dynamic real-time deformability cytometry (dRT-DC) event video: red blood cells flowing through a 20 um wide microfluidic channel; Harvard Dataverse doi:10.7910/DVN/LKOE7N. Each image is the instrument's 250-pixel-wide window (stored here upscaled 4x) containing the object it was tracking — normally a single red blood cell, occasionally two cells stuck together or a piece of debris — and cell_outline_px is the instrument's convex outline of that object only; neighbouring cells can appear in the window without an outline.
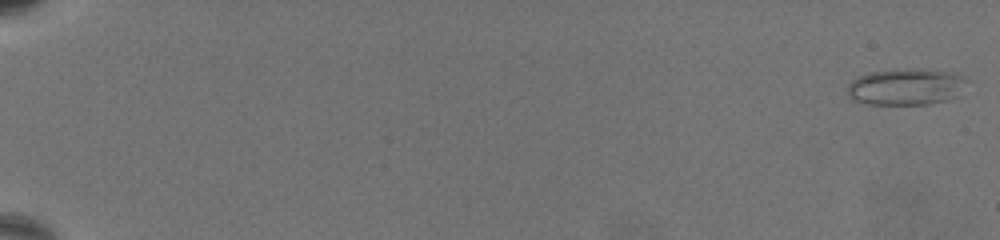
{"species": "common noctule bat (a hibernating species)", "species_latin": "Nyctalus noctula", "temperature_condition": "warm", "stored_images_in_passage": 69, "camera_frame_rate_fps": 3000, "um_per_image_px": 0.085, "animal": {"sex": "female", "body_mass_g": 19.5, "forearm_length_mm": 54.1}, "frame": {"image": 1, "passage_image": 2, "time_ms": 0.333, "image_size_px": [1000, 240], "cell_outline_px": [[964, 80], [944, 100], [928, 104], [868, 104], [852, 100], [848, 92], [848, 84], [852, 80], [860, 76], [872, 72], [904, 68], [920, 68], [948, 72], [960, 76]], "centroid_in_image_um": [76.81, 7.36], "position_along_channel_um": 8.2, "area_um2": 24.28}}
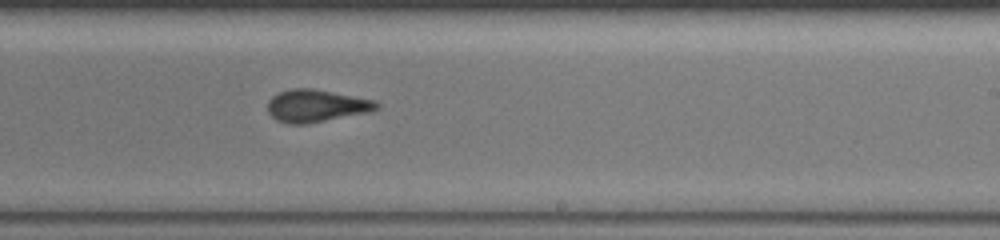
{"frame": {"image": 2, "passage_image": 46, "time_ms": 15.0, "image_size_px": [1000, 240], "cell_outline_px": [[380, 108], [368, 112], [304, 124], [288, 124], [276, 120], [268, 112], [268, 100], [272, 96], [280, 92], [292, 88], [312, 88], [376, 100], [380, 104]], "centroid_in_image_um": [26.88, 8.98], "position_along_channel_um": 262.1, "area_um2": 20.52}}
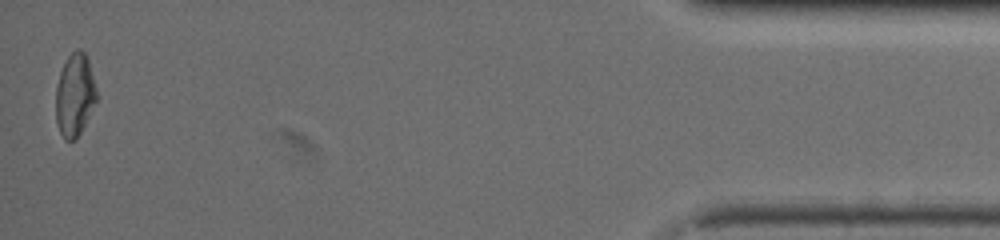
{"frame": {"image": 3, "passage_image": 68, "time_ms": 22.333, "image_size_px": [1000, 240], "cell_outline_px": [[96, 100], [76, 140], [64, 140], [60, 132], [56, 120], [56, 88], [60, 72], [68, 56], [76, 48], [80, 48], [84, 52], [88, 60], [96, 88]], "centroid_in_image_um": [6.34, 8.06], "position_along_channel_um": 428.9, "area_um2": 19.31}, "authors_computed_cell_mechanics": {"area_um2": 20.6346, "velocity_mm_per_s": 3.276, "shape_relaxation_time_tau1_ms": null, "shape_relaxation_time_tau2_ms": 1.8496, "deformation_change_tau1": null, "deformation_change_tau2": 0.0903}}